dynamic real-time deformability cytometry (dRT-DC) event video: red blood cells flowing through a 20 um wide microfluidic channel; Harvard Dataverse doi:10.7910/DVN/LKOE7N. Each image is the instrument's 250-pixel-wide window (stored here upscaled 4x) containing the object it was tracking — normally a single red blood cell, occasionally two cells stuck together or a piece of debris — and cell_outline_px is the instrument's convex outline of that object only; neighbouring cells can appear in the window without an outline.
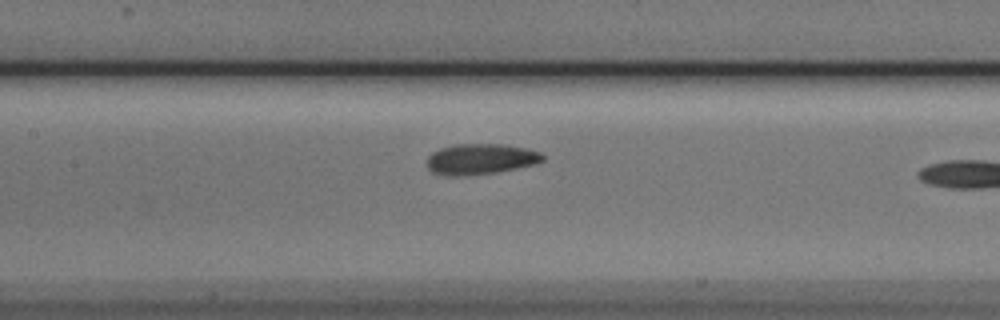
{"species": "Egyptian fruit bat (a non-hibernating species)", "species_latin": "Rousettus aegyptiacus", "temperature_condition": "cold", "stored_images_in_passage": 7, "camera_frame_rate_fps": 3000, "um_per_image_px": 0.085, "animal": {"sex": "male"}, "frame": {"image": 1, "passage_image": 6, "time_ms": 1.667, "image_size_px": [1000, 320], "cell_outline_px": [[544, 160], [536, 164], [496, 172], [468, 176], [444, 176], [432, 172], [428, 168], [428, 156], [432, 152], [440, 148], [456, 144], [504, 144], [528, 148], [540, 152], [544, 156]], "centroid_in_image_um": [40.85, 13.52], "position_along_channel_um": 166.5, "area_um2": 20.92}}